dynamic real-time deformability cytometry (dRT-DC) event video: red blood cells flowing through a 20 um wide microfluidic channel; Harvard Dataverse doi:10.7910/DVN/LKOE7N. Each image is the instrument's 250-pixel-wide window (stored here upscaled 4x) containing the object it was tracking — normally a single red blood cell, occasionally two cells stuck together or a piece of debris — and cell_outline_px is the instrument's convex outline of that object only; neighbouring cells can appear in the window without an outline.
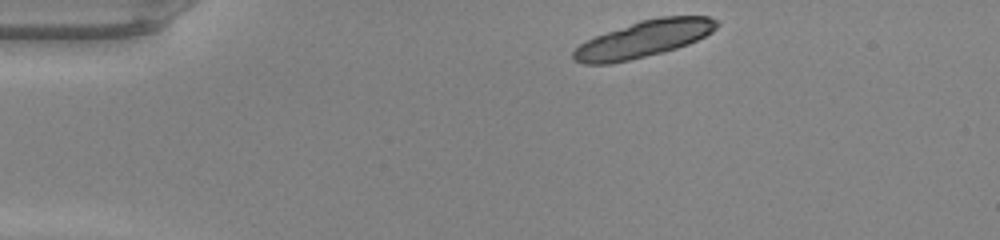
{"species": "common noctule bat (a hibernating species)", "species_latin": "Nyctalus noctula", "temperature_condition": "warm", "stored_images_in_passage": 12, "camera_frame_rate_fps": 3000, "um_per_image_px": 0.085, "animal": {"sex": "male", "body_mass_g": 20.0, "forearm_length_mm": 53.3}, "frame": {"image": 1, "passage_image": 1, "time_ms": 0.0, "image_size_px": [1000, 240], "cell_outline_px": [[720, 24], [712, 32], [688, 44], [664, 52], [612, 64], [584, 64], [572, 60], [572, 52], [580, 44], [596, 36], [640, 20], [660, 16], [708, 16], [716, 20]], "centroid_in_image_um": [54.71, 3.32], "position_along_channel_um": 30.3, "area_um2": 30.52}}